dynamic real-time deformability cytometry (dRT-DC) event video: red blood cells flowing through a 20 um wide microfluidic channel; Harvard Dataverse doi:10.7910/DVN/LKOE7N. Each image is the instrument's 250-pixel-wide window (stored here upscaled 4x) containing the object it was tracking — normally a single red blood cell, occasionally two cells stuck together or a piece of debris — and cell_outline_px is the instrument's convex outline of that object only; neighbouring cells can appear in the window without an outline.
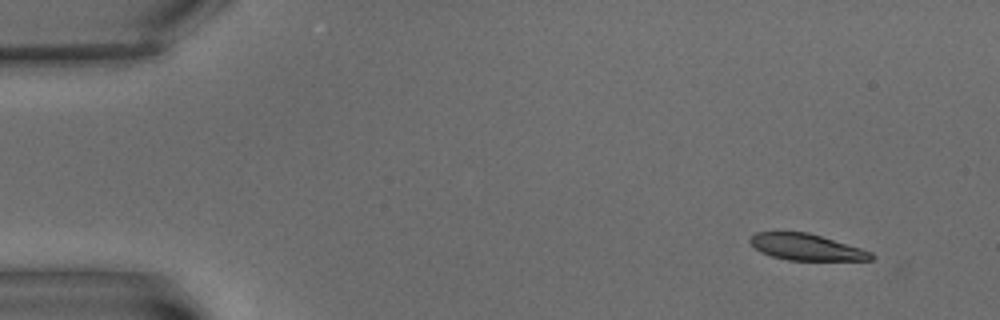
{"species": "common noctule bat (a hibernating species)", "species_latin": "Nyctalus noctula", "temperature_condition": "warm", "stored_images_in_passage": 6, "segment_of_instrument_passage": [1, 2], "camera_frame_rate_fps": 3000, "um_per_image_px": 0.085, "animal": {"sex": "male", "body_mass_g": 15.6}, "frame": {"image": 1, "passage_image": 1, "time_ms": 0.0, "image_size_px": [1000, 320], "cell_outline_px": [[876, 256], [872, 260], [788, 260], [772, 256], [760, 252], [748, 240], [756, 232], [808, 232], [860, 248], [872, 252]], "centroid_in_image_um": [68.55, 21.01], "position_along_channel_um": 16.5, "area_um2": 18.44}}
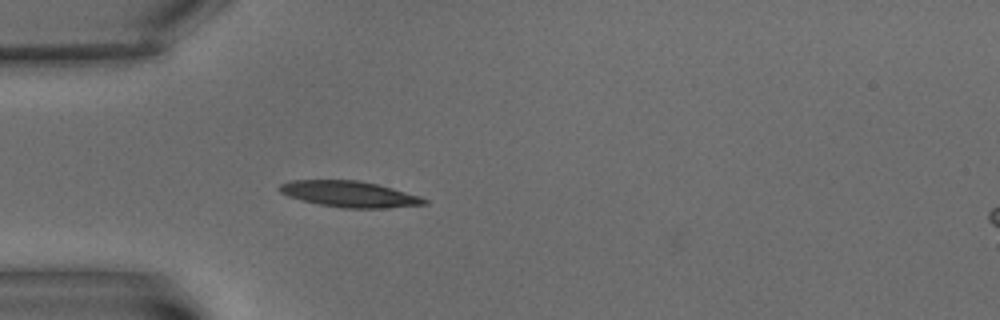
{"frame": {"image": 2, "passage_image": 5, "time_ms": 4.667, "image_size_px": [1000, 320], "cell_outline_px": [[428, 204], [384, 208], [344, 208], [320, 204], [300, 200], [288, 196], [280, 192], [276, 188], [280, 184], [292, 180], [360, 180], [392, 188], [420, 196], [428, 200]], "centroid_in_image_um": [29.68, 16.49], "position_along_channel_um": 55.3, "area_um2": 21.96}}